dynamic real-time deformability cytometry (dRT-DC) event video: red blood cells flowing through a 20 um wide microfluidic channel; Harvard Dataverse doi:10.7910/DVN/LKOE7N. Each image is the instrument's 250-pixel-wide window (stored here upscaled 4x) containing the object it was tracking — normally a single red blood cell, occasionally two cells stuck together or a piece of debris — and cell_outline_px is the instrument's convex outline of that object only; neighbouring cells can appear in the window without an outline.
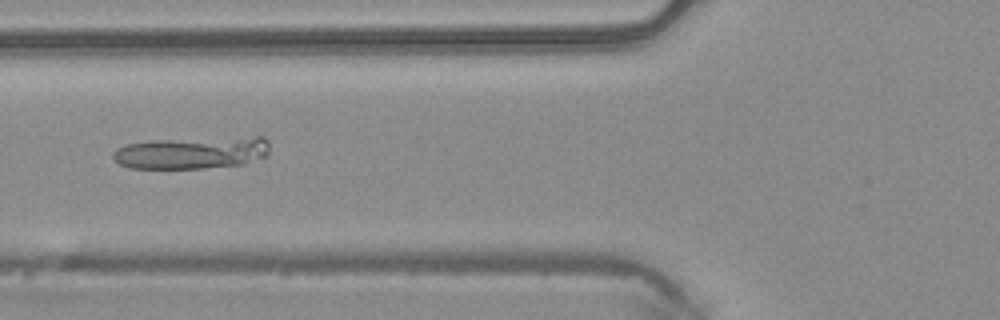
{"species": "common noctule bat (a hibernating species)", "species_latin": "Nyctalus noctula", "temperature_condition": "warm", "stored_images_in_passage": 6, "camera_frame_rate_fps": 3000, "um_per_image_px": 0.085, "animal": {"sex": "male", "body_mass_g": 20.4}, "frame": {"image": 1, "passage_image": 6, "time_ms": 1.667, "image_size_px": [1000, 320], "cell_outline_px": [[268, 156], [244, 164], [204, 168], [132, 168], [120, 164], [112, 156], [112, 152], [116, 148], [124, 144], [152, 140], [256, 136], [264, 136], [268, 140]], "centroid_in_image_um": [16.34, 12.97], "position_along_channel_um": 109.5, "area_um2": 29.71}}